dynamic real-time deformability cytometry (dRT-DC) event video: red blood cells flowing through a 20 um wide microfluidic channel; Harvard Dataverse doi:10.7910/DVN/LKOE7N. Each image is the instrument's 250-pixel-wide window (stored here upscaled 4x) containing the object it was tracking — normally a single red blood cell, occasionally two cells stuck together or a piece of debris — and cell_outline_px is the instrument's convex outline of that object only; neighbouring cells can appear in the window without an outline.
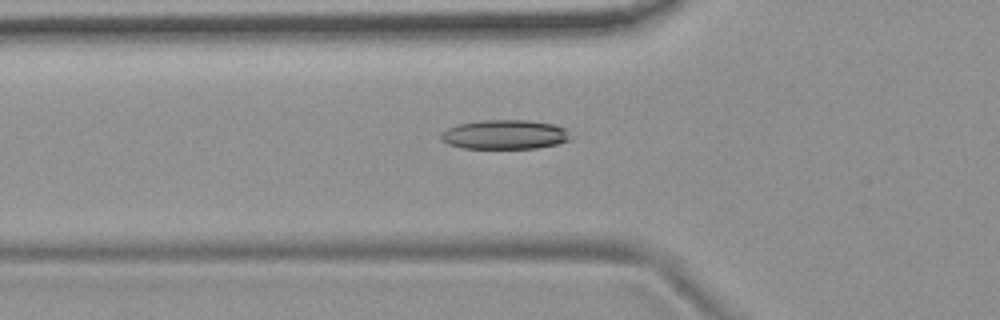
{"species": "common noctule bat (a hibernating species)", "species_latin": "Nyctalus noctula", "temperature_condition": "room temperature", "stored_images_in_passage": 39, "camera_frame_rate_fps": 3000, "um_per_image_px": 0.085, "animal": {"sex": "female", "body_mass_g": 19.9}, "frame": {"image": 1, "passage_image": 4, "time_ms": 1.0, "image_size_px": [1000, 320], "cell_outline_px": [[572, 140], [556, 144], [536, 148], [464, 148], [448, 144], [440, 140], [440, 132], [456, 124], [480, 120], [528, 120], [552, 124], [564, 128], [572, 136]], "centroid_in_image_um": [42.88, 11.43], "position_along_channel_um": 82.9, "area_um2": 22.31}}
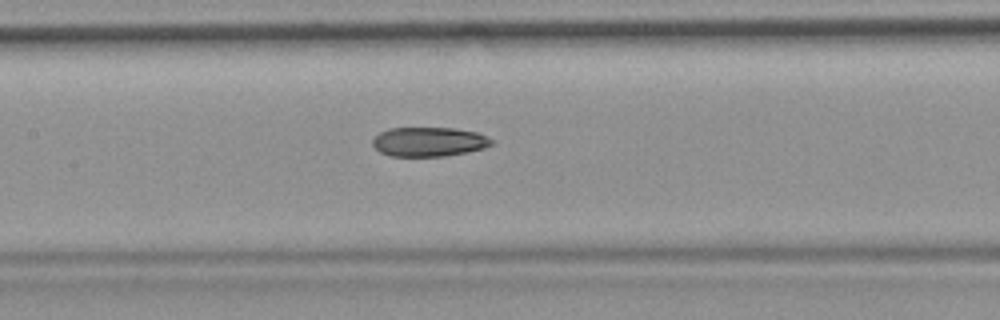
{"frame": {"image": 2, "passage_image": 11, "time_ms": 3.333, "image_size_px": [1000, 320], "cell_outline_px": [[496, 140], [492, 144], [484, 148], [444, 156], [392, 156], [380, 152], [372, 144], [372, 140], [380, 132], [388, 128], [456, 128], [476, 132]], "centroid_in_image_um": [36.46, 12.04], "position_along_channel_um": 170.9, "area_um2": 20.29}}
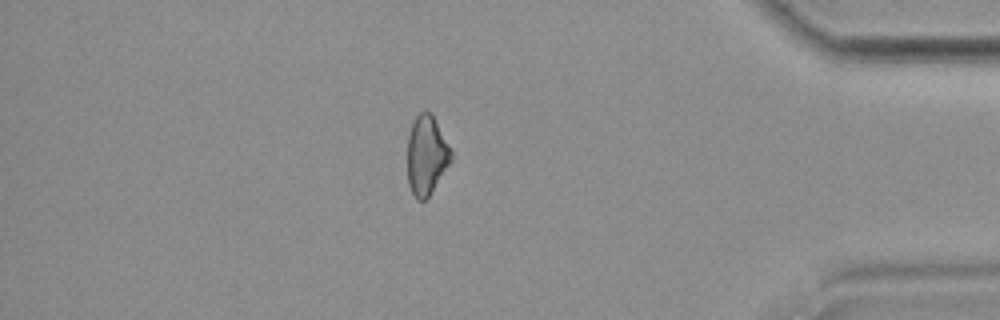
{"frame": {"image": 3, "passage_image": 32, "time_ms": 10.333, "image_size_px": [1000, 320], "cell_outline_px": [[452, 160], [428, 196], [424, 200], [416, 200], [408, 184], [408, 136], [412, 124], [416, 116], [420, 112], [432, 112], [452, 152]], "centroid_in_image_um": [36.25, 13.18], "position_along_channel_um": 399.0, "area_um2": 19.94}, "authors_computed_cell_mechanics": {"area_um2": 21.3282, "velocity_mm_per_s": 3.7508, "shape_relaxation_time_tau1_ms": 10.8597, "shape_relaxation_time_tau2_ms": 5.4516, "deformation_change_tau1": 0.1987, "deformation_change_tau2": 0.1239}}